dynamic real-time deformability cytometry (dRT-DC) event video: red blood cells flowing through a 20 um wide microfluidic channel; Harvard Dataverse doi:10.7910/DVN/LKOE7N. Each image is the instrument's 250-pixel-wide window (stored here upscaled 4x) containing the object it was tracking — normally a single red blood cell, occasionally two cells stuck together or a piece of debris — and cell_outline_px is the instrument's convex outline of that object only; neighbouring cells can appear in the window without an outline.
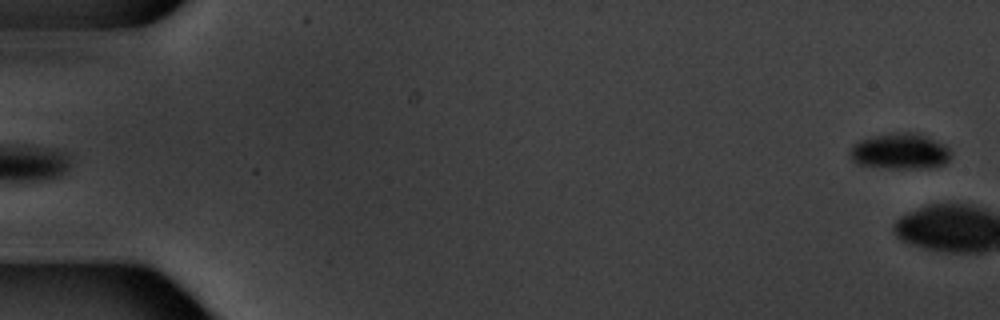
{"species": "common noctule bat (a hibernating species)", "species_latin": "Nyctalus noctula", "temperature_condition": "warm", "stored_images_in_passage": 5, "segment_of_instrument_passage": [2, 2], "camera_frame_rate_fps": 3000, "um_per_image_px": 0.085, "animal": {"sex": "male", "body_mass_g": 20.1, "forearm_length_mm": 53.5}, "frame": {"image": 1, "passage_image": 5, "time_ms": 5.667, "image_size_px": [1000, 320], "cell_outline_px": [[952, 156], [944, 164], [928, 168], [888, 168], [860, 164], [852, 160], [848, 156], [848, 152], [852, 144], [860, 140], [872, 136], [892, 132], [916, 132], [928, 136], [944, 144], [952, 152]], "centroid_in_image_um": [76.5, 12.84], "position_along_channel_um": 8.5, "area_um2": 21.44}}